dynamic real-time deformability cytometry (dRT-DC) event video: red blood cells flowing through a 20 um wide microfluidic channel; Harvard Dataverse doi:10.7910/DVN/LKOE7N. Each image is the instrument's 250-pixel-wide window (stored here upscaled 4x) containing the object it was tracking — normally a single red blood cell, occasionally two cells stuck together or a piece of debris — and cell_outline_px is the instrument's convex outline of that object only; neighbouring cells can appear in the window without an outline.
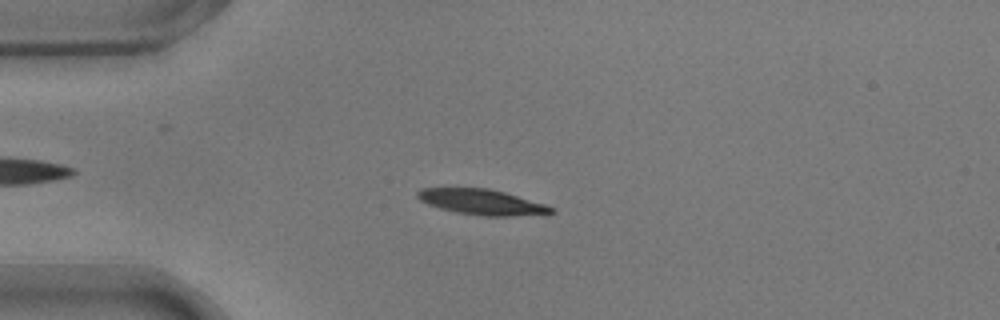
{"species": "common noctule bat (a hibernating species)", "species_latin": "Nyctalus noctula", "temperature_condition": "warm", "stored_images_in_passage": 53, "camera_frame_rate_fps": 3000, "um_per_image_px": 0.085, "animal": {"sex": "male", "body_mass_g": 17.9}, "frame": {"image": 1, "passage_image": 13, "time_ms": 4.0, "image_size_px": [1000, 320], "cell_outline_px": [[556, 212], [512, 216], [484, 216], [456, 212], [440, 208], [428, 204], [420, 200], [416, 196], [416, 192], [420, 188], [488, 188], [504, 192], [544, 204], [556, 208]], "centroid_in_image_um": [40.92, 17.17], "position_along_channel_um": 44.1, "area_um2": 19.65}}
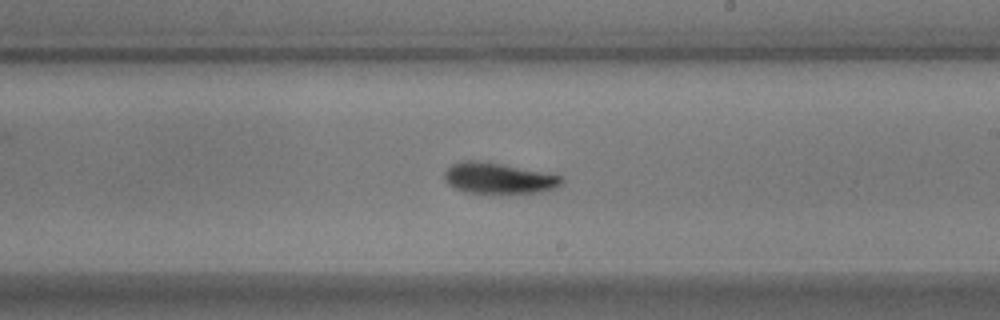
{"frame": {"image": 2, "passage_image": 31, "time_ms": 10.0, "image_size_px": [1000, 320], "cell_outline_px": [[564, 180], [556, 188], [540, 192], [492, 196], [464, 192], [452, 188], [444, 180], [444, 172], [452, 164], [464, 160], [488, 160], [564, 176]], "centroid_in_image_um": [42.36, 15.18], "position_along_channel_um": 246.6, "area_um2": 22.48}}
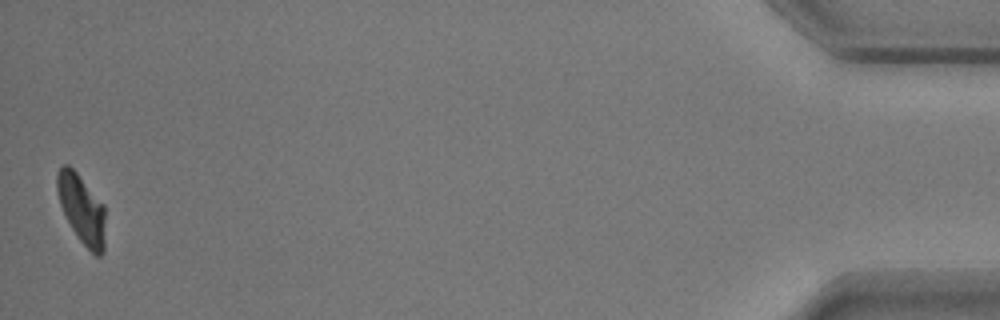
{"frame": {"image": 3, "passage_image": 53, "time_ms": 17.333, "image_size_px": [1000, 320], "cell_outline_px": [[104, 252], [100, 256], [96, 256], [80, 240], [72, 228], [60, 204], [56, 188], [56, 176], [60, 168], [64, 164], [68, 164], [76, 172], [104, 204]], "centroid_in_image_um": [6.94, 17.76], "position_along_channel_um": 428.3, "area_um2": 19.07}, "authors_computed_cell_mechanics": {"area_um2": 20.23, "velocity_mm_per_s": 3.7147, "shape_relaxation_time_tau1_ms": 3.6116, "shape_relaxation_time_tau2_ms": 2.4837, "deformation_change_tau1": 0.1578, "deformation_change_tau2": 0.0866}}